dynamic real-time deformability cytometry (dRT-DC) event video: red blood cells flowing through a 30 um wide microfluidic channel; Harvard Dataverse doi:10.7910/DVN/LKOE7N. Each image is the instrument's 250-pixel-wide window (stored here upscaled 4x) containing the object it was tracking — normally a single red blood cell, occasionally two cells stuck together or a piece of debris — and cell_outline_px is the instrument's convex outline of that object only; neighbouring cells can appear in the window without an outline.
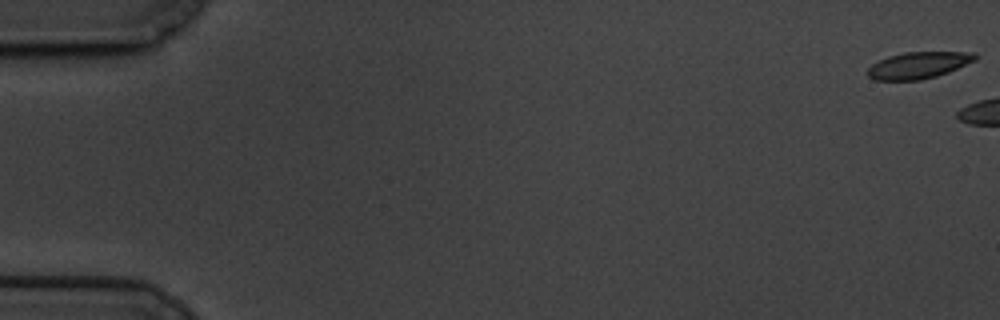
{"species": "common noctule bat (a hibernating species)", "species_latin": "Nyctalus noctula", "temperature_condition": "cold", "stored_images_in_passage": 11, "camera_frame_rate_fps": 3000, "um_per_image_px": 0.085, "animal": {"sex": "male", "body_mass_g": 19.5, "forearm_length_mm": 54.6}, "frame": {"image": 1, "passage_image": 1, "time_ms": 0.0, "image_size_px": [1000, 320], "cell_outline_px": [[976, 60], [948, 72], [936, 76], [920, 80], [876, 80], [868, 76], [868, 68], [872, 64], [888, 56], [904, 52], [976, 52]], "centroid_in_image_um": [78.07, 5.54], "position_along_channel_um": 6.9, "area_um2": 16.59}}